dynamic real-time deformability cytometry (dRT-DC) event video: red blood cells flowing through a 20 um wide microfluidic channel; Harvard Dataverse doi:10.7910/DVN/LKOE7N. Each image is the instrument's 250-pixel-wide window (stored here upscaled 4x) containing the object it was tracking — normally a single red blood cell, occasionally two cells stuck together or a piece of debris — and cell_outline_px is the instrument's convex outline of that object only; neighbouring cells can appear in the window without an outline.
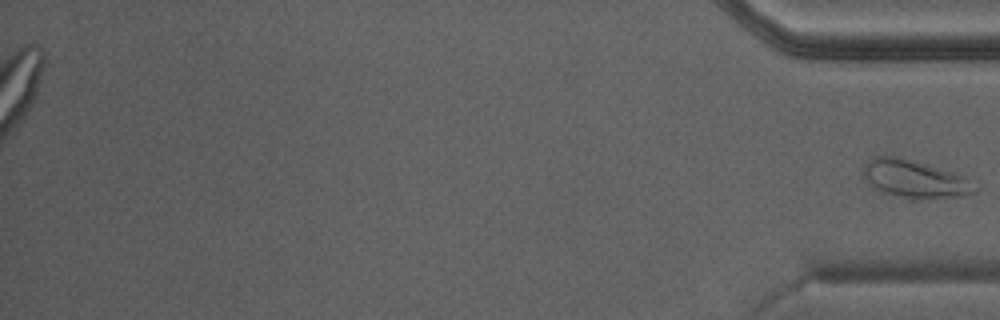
{"species": "Egyptian fruit bat (a non-hibernating species)", "species_latin": "Rousettus aegyptiacus", "temperature_condition": "warm", "stored_images_in_passage": 36, "segment_of_instrument_passage": [2, 2], "camera_frame_rate_fps": 3000, "um_per_image_px": 0.085, "animal": {"sex": "male"}, "frame": {"image": 1, "passage_image": 36, "time_ms": 11.667, "image_size_px": [1000, 320], "cell_outline_px": [[968, 192], [964, 196], [896, 196], [884, 192], [876, 188], [864, 180], [860, 172], [864, 164], [868, 160], [876, 156], [900, 156], [968, 176]], "centroid_in_image_um": [77.57, 15.12], "position_along_channel_um": 357.6, "area_um2": 23.47}}